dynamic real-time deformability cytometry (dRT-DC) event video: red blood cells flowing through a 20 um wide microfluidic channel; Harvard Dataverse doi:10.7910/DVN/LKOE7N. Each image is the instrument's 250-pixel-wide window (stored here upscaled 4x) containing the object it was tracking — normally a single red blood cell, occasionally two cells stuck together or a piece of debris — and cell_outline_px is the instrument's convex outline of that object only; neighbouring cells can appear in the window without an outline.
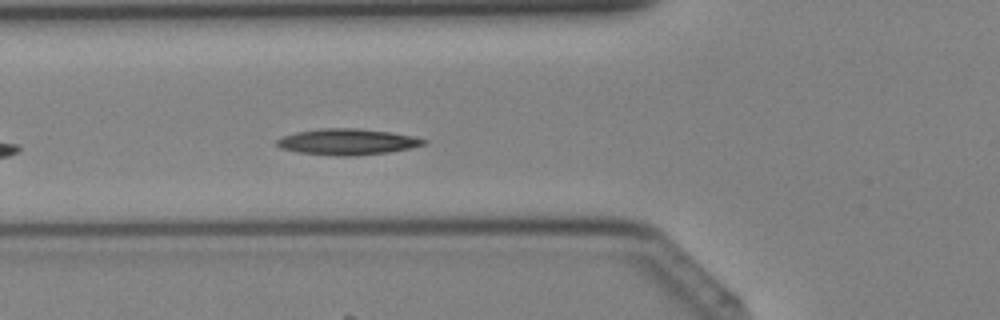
{"species": "Egyptian fruit bat (a non-hibernating species)", "species_latin": "Rousettus aegyptiacus", "temperature_condition": "cold", "stored_images_in_passage": 23, "camera_frame_rate_fps": 3000, "um_per_image_px": 0.085, "animal": {"sex": "female"}, "frame": {"image": 1, "passage_image": 5, "time_ms": 1.333, "image_size_px": [1000, 320], "cell_outline_px": [[428, 144], [412, 148], [388, 152], [352, 156], [340, 156], [296, 152], [280, 148], [276, 144], [276, 140], [280, 136], [296, 132], [320, 128], [356, 128], [392, 132], [416, 136], [428, 140]], "centroid_in_image_um": [29.55, 12.05], "position_along_channel_um": 96.2, "area_um2": 22.66}}
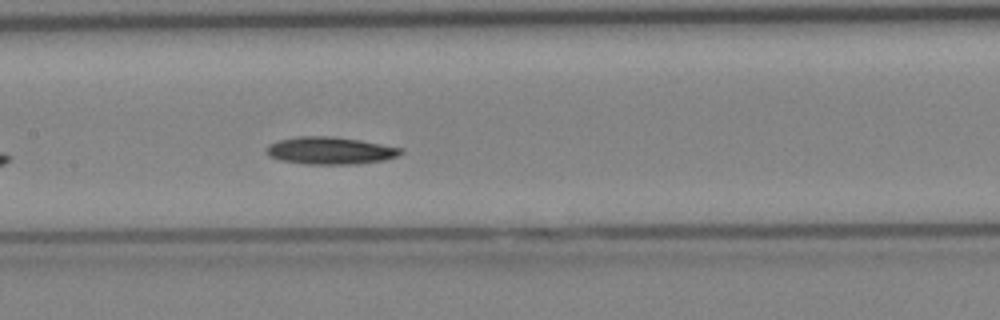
{"frame": {"image": 2, "passage_image": 10, "time_ms": 3.0, "image_size_px": [1000, 320], "cell_outline_px": [[404, 152], [396, 156], [384, 160], [356, 164], [308, 164], [280, 160], [268, 156], [268, 144], [280, 140], [296, 136], [332, 136], [360, 140], [404, 148]], "centroid_in_image_um": [28.09, 12.8], "position_along_channel_um": 179.3, "area_um2": 21.39}}
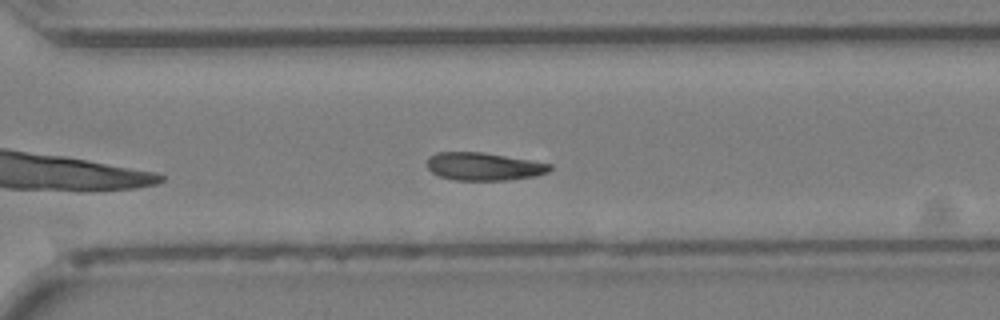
{"frame": {"image": 3, "passage_image": 19, "time_ms": 6.0, "image_size_px": [1000, 320], "cell_outline_px": [[552, 168], [548, 172], [536, 176], [504, 180], [456, 180], [440, 176], [432, 172], [428, 168], [428, 156], [436, 152], [484, 152], [552, 164]], "centroid_in_image_um": [41.12, 14.14], "position_along_channel_um": 329.5, "area_um2": 19.88}}